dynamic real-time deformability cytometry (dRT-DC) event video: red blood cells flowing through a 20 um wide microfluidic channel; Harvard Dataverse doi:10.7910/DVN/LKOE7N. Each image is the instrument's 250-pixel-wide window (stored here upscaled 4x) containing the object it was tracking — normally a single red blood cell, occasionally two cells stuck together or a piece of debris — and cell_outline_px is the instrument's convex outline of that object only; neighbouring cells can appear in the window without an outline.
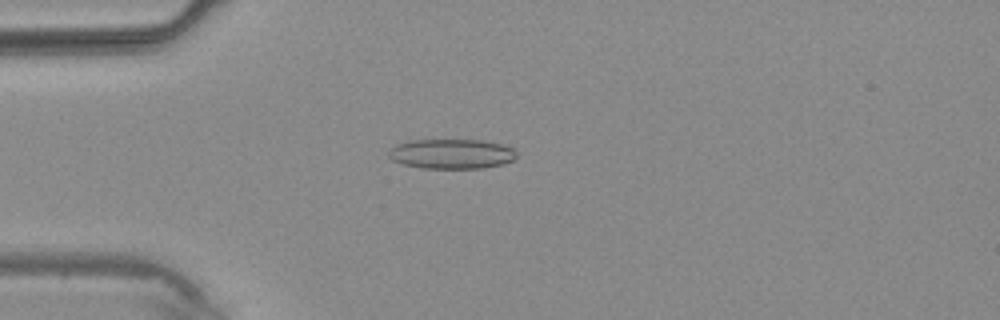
{"species": "common noctule bat (a hibernating species)", "species_latin": "Nyctalus noctula", "temperature_condition": "warm", "stored_images_in_passage": 3, "camera_frame_rate_fps": 3000, "um_per_image_px": 0.085, "animal": {"sex": "male", "body_mass_g": 20.4}, "frame": {"image": 1, "passage_image": 3, "time_ms": 2.333, "image_size_px": [1000, 320], "cell_outline_px": [[516, 156], [512, 160], [504, 164], [480, 168], [420, 168], [404, 164], [392, 160], [388, 156], [388, 152], [396, 144], [408, 140], [484, 140], [500, 144], [512, 148], [516, 152]], "centroid_in_image_um": [38.36, 13.07], "position_along_channel_um": 46.6, "area_um2": 22.2}}